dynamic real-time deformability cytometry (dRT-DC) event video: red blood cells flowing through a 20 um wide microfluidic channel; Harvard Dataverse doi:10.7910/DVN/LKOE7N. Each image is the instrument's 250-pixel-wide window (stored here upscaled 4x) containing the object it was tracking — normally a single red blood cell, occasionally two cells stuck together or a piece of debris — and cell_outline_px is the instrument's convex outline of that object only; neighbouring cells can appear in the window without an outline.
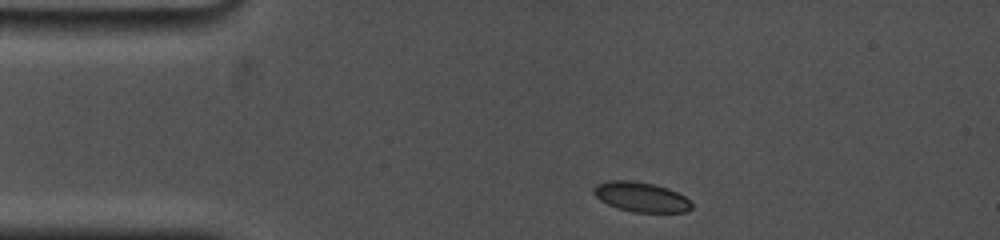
{"species": "common noctule bat (a hibernating species)", "species_latin": "Nyctalus noctula", "temperature_condition": "cold", "stored_images_in_passage": 5, "camera_frame_rate_fps": 5000, "um_per_image_px": 0.085, "animal": {"sex": "female", "body_mass_g": 19.0, "forearm_length_mm": 53.3}, "frame": {"image": 1, "passage_image": 1, "time_ms": 0.0, "image_size_px": [1000, 240], "cell_outline_px": [[692, 208], [684, 212], [632, 212], [616, 208], [600, 200], [592, 192], [592, 188], [596, 184], [608, 180], [632, 180], [652, 184], [668, 188], [684, 196], [692, 204]], "centroid_in_image_um": [54.44, 16.74], "position_along_channel_um": 30.6, "area_um2": 17.05}}
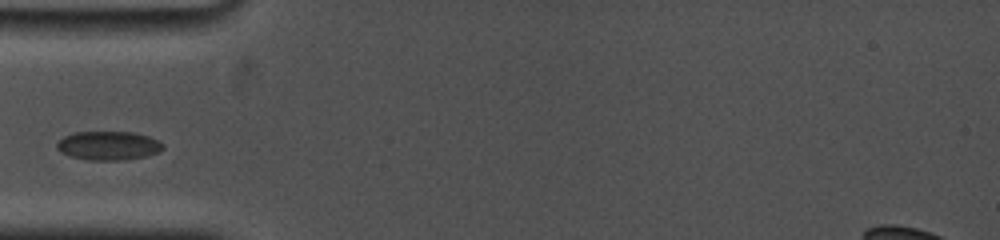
{"frame": {"image": 2, "passage_image": 4, "time_ms": 2.4, "image_size_px": [1000, 240], "cell_outline_px": [[164, 148], [160, 152], [144, 156], [120, 160], [88, 160], [72, 156], [60, 152], [56, 148], [56, 144], [64, 136], [72, 132], [136, 132], [148, 136], [164, 144]], "centroid_in_image_um": [9.21, 12.37], "position_along_channel_um": 75.8, "area_um2": 17.8}}